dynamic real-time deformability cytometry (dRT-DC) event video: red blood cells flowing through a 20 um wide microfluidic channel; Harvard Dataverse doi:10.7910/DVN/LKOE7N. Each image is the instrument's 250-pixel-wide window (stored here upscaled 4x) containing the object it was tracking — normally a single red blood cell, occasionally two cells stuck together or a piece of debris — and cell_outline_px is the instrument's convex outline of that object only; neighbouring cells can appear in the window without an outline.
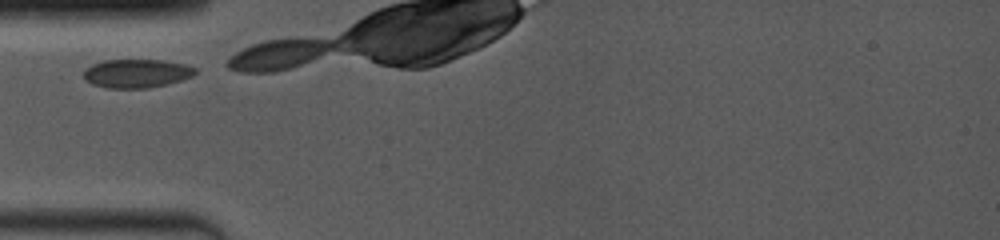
{"species": "common noctule bat (a hibernating species)", "species_latin": "Nyctalus noctula", "temperature_condition": "room temperature", "stored_images_in_passage": 20, "camera_frame_rate_fps": 4000, "um_per_image_px": 0.085, "animal": {"sex": "female", "body_mass_g": 19.0, "forearm_length_mm": 53.3}, "frame": {"image": 1, "passage_image": 1, "time_ms": 0.0, "image_size_px": [1000, 240], "cell_outline_px": [[196, 72], [192, 76], [180, 80], [148, 88], [108, 88], [92, 84], [84, 76], [84, 68], [92, 64], [104, 60], [164, 60], [184, 64], [196, 68]], "centroid_in_image_um": [11.59, 6.23], "position_along_channel_um": 73.4, "area_um2": 18.44}}